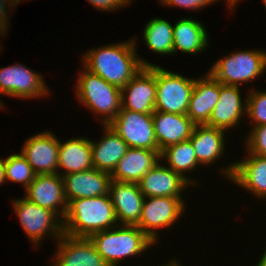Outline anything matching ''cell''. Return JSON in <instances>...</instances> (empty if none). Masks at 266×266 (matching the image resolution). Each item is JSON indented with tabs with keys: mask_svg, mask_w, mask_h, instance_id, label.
I'll use <instances>...</instances> for the list:
<instances>
[{
	"mask_svg": "<svg viewBox=\"0 0 266 266\" xmlns=\"http://www.w3.org/2000/svg\"><path fill=\"white\" fill-rule=\"evenodd\" d=\"M136 39L92 48L82 55L83 67L122 89L142 68L153 63L140 58Z\"/></svg>",
	"mask_w": 266,
	"mask_h": 266,
	"instance_id": "obj_1",
	"label": "cell"
},
{
	"mask_svg": "<svg viewBox=\"0 0 266 266\" xmlns=\"http://www.w3.org/2000/svg\"><path fill=\"white\" fill-rule=\"evenodd\" d=\"M62 224L64 234L86 238L118 226L109 195L70 200Z\"/></svg>",
	"mask_w": 266,
	"mask_h": 266,
	"instance_id": "obj_2",
	"label": "cell"
},
{
	"mask_svg": "<svg viewBox=\"0 0 266 266\" xmlns=\"http://www.w3.org/2000/svg\"><path fill=\"white\" fill-rule=\"evenodd\" d=\"M119 226L96 232L89 237L109 266H120L119 263L125 257H140L150 246L156 245L138 226Z\"/></svg>",
	"mask_w": 266,
	"mask_h": 266,
	"instance_id": "obj_3",
	"label": "cell"
},
{
	"mask_svg": "<svg viewBox=\"0 0 266 266\" xmlns=\"http://www.w3.org/2000/svg\"><path fill=\"white\" fill-rule=\"evenodd\" d=\"M82 69L74 88L77 93L76 97L86 108L95 112L101 124L108 125L121 111V89L84 67Z\"/></svg>",
	"mask_w": 266,
	"mask_h": 266,
	"instance_id": "obj_4",
	"label": "cell"
},
{
	"mask_svg": "<svg viewBox=\"0 0 266 266\" xmlns=\"http://www.w3.org/2000/svg\"><path fill=\"white\" fill-rule=\"evenodd\" d=\"M227 55L214 62L208 71L223 85L240 87V84H248L266 70L265 50H239Z\"/></svg>",
	"mask_w": 266,
	"mask_h": 266,
	"instance_id": "obj_5",
	"label": "cell"
},
{
	"mask_svg": "<svg viewBox=\"0 0 266 266\" xmlns=\"http://www.w3.org/2000/svg\"><path fill=\"white\" fill-rule=\"evenodd\" d=\"M155 110L187 114L196 79L171 72L155 64Z\"/></svg>",
	"mask_w": 266,
	"mask_h": 266,
	"instance_id": "obj_6",
	"label": "cell"
},
{
	"mask_svg": "<svg viewBox=\"0 0 266 266\" xmlns=\"http://www.w3.org/2000/svg\"><path fill=\"white\" fill-rule=\"evenodd\" d=\"M19 223L35 248L47 236L58 241L63 236L62 220L53 212L29 201L27 198L12 201Z\"/></svg>",
	"mask_w": 266,
	"mask_h": 266,
	"instance_id": "obj_7",
	"label": "cell"
},
{
	"mask_svg": "<svg viewBox=\"0 0 266 266\" xmlns=\"http://www.w3.org/2000/svg\"><path fill=\"white\" fill-rule=\"evenodd\" d=\"M186 206L183 198L145 197L140 220L136 226L158 244L160 236L157 230L173 226L184 215Z\"/></svg>",
	"mask_w": 266,
	"mask_h": 266,
	"instance_id": "obj_8",
	"label": "cell"
},
{
	"mask_svg": "<svg viewBox=\"0 0 266 266\" xmlns=\"http://www.w3.org/2000/svg\"><path fill=\"white\" fill-rule=\"evenodd\" d=\"M45 82L40 73H36V71L20 63L0 68V95L17 97L22 100L46 97L51 92ZM3 106V102L0 99L2 110Z\"/></svg>",
	"mask_w": 266,
	"mask_h": 266,
	"instance_id": "obj_9",
	"label": "cell"
},
{
	"mask_svg": "<svg viewBox=\"0 0 266 266\" xmlns=\"http://www.w3.org/2000/svg\"><path fill=\"white\" fill-rule=\"evenodd\" d=\"M132 148L159 150L152 114L121 109L108 124Z\"/></svg>",
	"mask_w": 266,
	"mask_h": 266,
	"instance_id": "obj_10",
	"label": "cell"
},
{
	"mask_svg": "<svg viewBox=\"0 0 266 266\" xmlns=\"http://www.w3.org/2000/svg\"><path fill=\"white\" fill-rule=\"evenodd\" d=\"M226 166L220 170L222 175L257 199H266V157L248 153L244 159Z\"/></svg>",
	"mask_w": 266,
	"mask_h": 266,
	"instance_id": "obj_11",
	"label": "cell"
},
{
	"mask_svg": "<svg viewBox=\"0 0 266 266\" xmlns=\"http://www.w3.org/2000/svg\"><path fill=\"white\" fill-rule=\"evenodd\" d=\"M122 108L152 114L155 111V64L143 68L121 89Z\"/></svg>",
	"mask_w": 266,
	"mask_h": 266,
	"instance_id": "obj_12",
	"label": "cell"
},
{
	"mask_svg": "<svg viewBox=\"0 0 266 266\" xmlns=\"http://www.w3.org/2000/svg\"><path fill=\"white\" fill-rule=\"evenodd\" d=\"M59 143L56 135L47 130L27 138L20 153L36 175L56 174L59 173Z\"/></svg>",
	"mask_w": 266,
	"mask_h": 266,
	"instance_id": "obj_13",
	"label": "cell"
},
{
	"mask_svg": "<svg viewBox=\"0 0 266 266\" xmlns=\"http://www.w3.org/2000/svg\"><path fill=\"white\" fill-rule=\"evenodd\" d=\"M29 201L53 211L61 220L67 210V200L64 194V182L60 174L36 175L34 180L24 190Z\"/></svg>",
	"mask_w": 266,
	"mask_h": 266,
	"instance_id": "obj_14",
	"label": "cell"
},
{
	"mask_svg": "<svg viewBox=\"0 0 266 266\" xmlns=\"http://www.w3.org/2000/svg\"><path fill=\"white\" fill-rule=\"evenodd\" d=\"M56 243L57 251L52 257L54 260L51 259L52 266H109L90 238L63 234Z\"/></svg>",
	"mask_w": 266,
	"mask_h": 266,
	"instance_id": "obj_15",
	"label": "cell"
},
{
	"mask_svg": "<svg viewBox=\"0 0 266 266\" xmlns=\"http://www.w3.org/2000/svg\"><path fill=\"white\" fill-rule=\"evenodd\" d=\"M67 203L78 198L109 195L111 174L91 168L62 176Z\"/></svg>",
	"mask_w": 266,
	"mask_h": 266,
	"instance_id": "obj_16",
	"label": "cell"
},
{
	"mask_svg": "<svg viewBox=\"0 0 266 266\" xmlns=\"http://www.w3.org/2000/svg\"><path fill=\"white\" fill-rule=\"evenodd\" d=\"M109 196L118 224L137 225L145 198L138 183L111 180Z\"/></svg>",
	"mask_w": 266,
	"mask_h": 266,
	"instance_id": "obj_17",
	"label": "cell"
},
{
	"mask_svg": "<svg viewBox=\"0 0 266 266\" xmlns=\"http://www.w3.org/2000/svg\"><path fill=\"white\" fill-rule=\"evenodd\" d=\"M162 165V161L150 169L138 182L139 189L145 197H177L191 185L180 174Z\"/></svg>",
	"mask_w": 266,
	"mask_h": 266,
	"instance_id": "obj_18",
	"label": "cell"
},
{
	"mask_svg": "<svg viewBox=\"0 0 266 266\" xmlns=\"http://www.w3.org/2000/svg\"><path fill=\"white\" fill-rule=\"evenodd\" d=\"M239 86H227L220 83V95L218 103L214 107L209 122L211 127L227 131L237 126L246 116L247 98H241ZM243 101V102H242Z\"/></svg>",
	"mask_w": 266,
	"mask_h": 266,
	"instance_id": "obj_19",
	"label": "cell"
},
{
	"mask_svg": "<svg viewBox=\"0 0 266 266\" xmlns=\"http://www.w3.org/2000/svg\"><path fill=\"white\" fill-rule=\"evenodd\" d=\"M219 95L220 82L209 72L196 79L187 112V116L195 125H204L209 122Z\"/></svg>",
	"mask_w": 266,
	"mask_h": 266,
	"instance_id": "obj_20",
	"label": "cell"
},
{
	"mask_svg": "<svg viewBox=\"0 0 266 266\" xmlns=\"http://www.w3.org/2000/svg\"><path fill=\"white\" fill-rule=\"evenodd\" d=\"M152 117L159 151L188 140L196 126L187 114H171L155 110Z\"/></svg>",
	"mask_w": 266,
	"mask_h": 266,
	"instance_id": "obj_21",
	"label": "cell"
},
{
	"mask_svg": "<svg viewBox=\"0 0 266 266\" xmlns=\"http://www.w3.org/2000/svg\"><path fill=\"white\" fill-rule=\"evenodd\" d=\"M159 162V150L129 147L111 173V179L119 182L138 183Z\"/></svg>",
	"mask_w": 266,
	"mask_h": 266,
	"instance_id": "obj_22",
	"label": "cell"
},
{
	"mask_svg": "<svg viewBox=\"0 0 266 266\" xmlns=\"http://www.w3.org/2000/svg\"><path fill=\"white\" fill-rule=\"evenodd\" d=\"M102 126L104 135L100 141L91 140L92 164L95 169L111 174L129 147L109 125Z\"/></svg>",
	"mask_w": 266,
	"mask_h": 266,
	"instance_id": "obj_23",
	"label": "cell"
},
{
	"mask_svg": "<svg viewBox=\"0 0 266 266\" xmlns=\"http://www.w3.org/2000/svg\"><path fill=\"white\" fill-rule=\"evenodd\" d=\"M224 132L226 131L206 124L195 126L189 140L200 165H212L225 155Z\"/></svg>",
	"mask_w": 266,
	"mask_h": 266,
	"instance_id": "obj_24",
	"label": "cell"
},
{
	"mask_svg": "<svg viewBox=\"0 0 266 266\" xmlns=\"http://www.w3.org/2000/svg\"><path fill=\"white\" fill-rule=\"evenodd\" d=\"M58 169H63L61 176L85 171L93 167L91 139L85 137H72L59 143Z\"/></svg>",
	"mask_w": 266,
	"mask_h": 266,
	"instance_id": "obj_25",
	"label": "cell"
},
{
	"mask_svg": "<svg viewBox=\"0 0 266 266\" xmlns=\"http://www.w3.org/2000/svg\"><path fill=\"white\" fill-rule=\"evenodd\" d=\"M207 34L200 20L181 18L173 27V55L177 51L192 55L203 53L209 46Z\"/></svg>",
	"mask_w": 266,
	"mask_h": 266,
	"instance_id": "obj_26",
	"label": "cell"
},
{
	"mask_svg": "<svg viewBox=\"0 0 266 266\" xmlns=\"http://www.w3.org/2000/svg\"><path fill=\"white\" fill-rule=\"evenodd\" d=\"M160 161L167 162L168 167L174 172L185 178L191 186H195L198 182L191 177H187L185 172H194L200 164L196 158L195 150L191 141L185 140L176 144H172L160 151Z\"/></svg>",
	"mask_w": 266,
	"mask_h": 266,
	"instance_id": "obj_27",
	"label": "cell"
},
{
	"mask_svg": "<svg viewBox=\"0 0 266 266\" xmlns=\"http://www.w3.org/2000/svg\"><path fill=\"white\" fill-rule=\"evenodd\" d=\"M173 27L170 22L159 17L150 19L143 28L145 45L158 54H173Z\"/></svg>",
	"mask_w": 266,
	"mask_h": 266,
	"instance_id": "obj_28",
	"label": "cell"
},
{
	"mask_svg": "<svg viewBox=\"0 0 266 266\" xmlns=\"http://www.w3.org/2000/svg\"><path fill=\"white\" fill-rule=\"evenodd\" d=\"M5 171L6 180L21 183L24 189L29 186L36 176L32 166L21 153H13L5 158Z\"/></svg>",
	"mask_w": 266,
	"mask_h": 266,
	"instance_id": "obj_29",
	"label": "cell"
},
{
	"mask_svg": "<svg viewBox=\"0 0 266 266\" xmlns=\"http://www.w3.org/2000/svg\"><path fill=\"white\" fill-rule=\"evenodd\" d=\"M247 97L246 116L257 127L266 124V90H249Z\"/></svg>",
	"mask_w": 266,
	"mask_h": 266,
	"instance_id": "obj_30",
	"label": "cell"
},
{
	"mask_svg": "<svg viewBox=\"0 0 266 266\" xmlns=\"http://www.w3.org/2000/svg\"><path fill=\"white\" fill-rule=\"evenodd\" d=\"M246 136L247 153L266 157V124L253 127Z\"/></svg>",
	"mask_w": 266,
	"mask_h": 266,
	"instance_id": "obj_31",
	"label": "cell"
},
{
	"mask_svg": "<svg viewBox=\"0 0 266 266\" xmlns=\"http://www.w3.org/2000/svg\"><path fill=\"white\" fill-rule=\"evenodd\" d=\"M162 5L170 7H182L184 9L190 10H201L207 5L215 4L219 0H159Z\"/></svg>",
	"mask_w": 266,
	"mask_h": 266,
	"instance_id": "obj_32",
	"label": "cell"
},
{
	"mask_svg": "<svg viewBox=\"0 0 266 266\" xmlns=\"http://www.w3.org/2000/svg\"><path fill=\"white\" fill-rule=\"evenodd\" d=\"M93 7L99 11H118L119 8L125 9V6L128 5L126 0H87Z\"/></svg>",
	"mask_w": 266,
	"mask_h": 266,
	"instance_id": "obj_33",
	"label": "cell"
},
{
	"mask_svg": "<svg viewBox=\"0 0 266 266\" xmlns=\"http://www.w3.org/2000/svg\"><path fill=\"white\" fill-rule=\"evenodd\" d=\"M6 6L10 9L11 7H14L10 0H0V27L7 33V29L9 28L8 24H10L8 23L10 21L8 19L10 18L8 12L12 11L10 9H6ZM7 10L9 11L7 12Z\"/></svg>",
	"mask_w": 266,
	"mask_h": 266,
	"instance_id": "obj_34",
	"label": "cell"
},
{
	"mask_svg": "<svg viewBox=\"0 0 266 266\" xmlns=\"http://www.w3.org/2000/svg\"><path fill=\"white\" fill-rule=\"evenodd\" d=\"M5 158L1 159L0 158V186L1 184L5 183L6 181V175H5Z\"/></svg>",
	"mask_w": 266,
	"mask_h": 266,
	"instance_id": "obj_35",
	"label": "cell"
},
{
	"mask_svg": "<svg viewBox=\"0 0 266 266\" xmlns=\"http://www.w3.org/2000/svg\"><path fill=\"white\" fill-rule=\"evenodd\" d=\"M256 266H266V247L263 255L260 257L258 263H256Z\"/></svg>",
	"mask_w": 266,
	"mask_h": 266,
	"instance_id": "obj_36",
	"label": "cell"
},
{
	"mask_svg": "<svg viewBox=\"0 0 266 266\" xmlns=\"http://www.w3.org/2000/svg\"><path fill=\"white\" fill-rule=\"evenodd\" d=\"M238 1L239 0H226V2H227L226 4H227V6H229L227 8H229V10H232V11H233V9L235 10V6L237 5Z\"/></svg>",
	"mask_w": 266,
	"mask_h": 266,
	"instance_id": "obj_37",
	"label": "cell"
},
{
	"mask_svg": "<svg viewBox=\"0 0 266 266\" xmlns=\"http://www.w3.org/2000/svg\"><path fill=\"white\" fill-rule=\"evenodd\" d=\"M162 266H182V265L180 264V262L176 260V258H174V260L171 259L166 265L163 264Z\"/></svg>",
	"mask_w": 266,
	"mask_h": 266,
	"instance_id": "obj_38",
	"label": "cell"
},
{
	"mask_svg": "<svg viewBox=\"0 0 266 266\" xmlns=\"http://www.w3.org/2000/svg\"><path fill=\"white\" fill-rule=\"evenodd\" d=\"M10 1H11V3L13 4L14 9H15V7H17V5H18L19 2H20V3H21V1L24 2L23 0H10Z\"/></svg>",
	"mask_w": 266,
	"mask_h": 266,
	"instance_id": "obj_39",
	"label": "cell"
},
{
	"mask_svg": "<svg viewBox=\"0 0 266 266\" xmlns=\"http://www.w3.org/2000/svg\"><path fill=\"white\" fill-rule=\"evenodd\" d=\"M0 36H3L5 37V35L7 34L1 27H0ZM1 42V41H0ZM2 45L0 46V49H1Z\"/></svg>",
	"mask_w": 266,
	"mask_h": 266,
	"instance_id": "obj_40",
	"label": "cell"
},
{
	"mask_svg": "<svg viewBox=\"0 0 266 266\" xmlns=\"http://www.w3.org/2000/svg\"><path fill=\"white\" fill-rule=\"evenodd\" d=\"M131 1L133 0H126V2L128 3V6L131 4Z\"/></svg>",
	"mask_w": 266,
	"mask_h": 266,
	"instance_id": "obj_41",
	"label": "cell"
},
{
	"mask_svg": "<svg viewBox=\"0 0 266 266\" xmlns=\"http://www.w3.org/2000/svg\"><path fill=\"white\" fill-rule=\"evenodd\" d=\"M262 1H263L264 5H265V8H266V0H262Z\"/></svg>",
	"mask_w": 266,
	"mask_h": 266,
	"instance_id": "obj_42",
	"label": "cell"
}]
</instances>
